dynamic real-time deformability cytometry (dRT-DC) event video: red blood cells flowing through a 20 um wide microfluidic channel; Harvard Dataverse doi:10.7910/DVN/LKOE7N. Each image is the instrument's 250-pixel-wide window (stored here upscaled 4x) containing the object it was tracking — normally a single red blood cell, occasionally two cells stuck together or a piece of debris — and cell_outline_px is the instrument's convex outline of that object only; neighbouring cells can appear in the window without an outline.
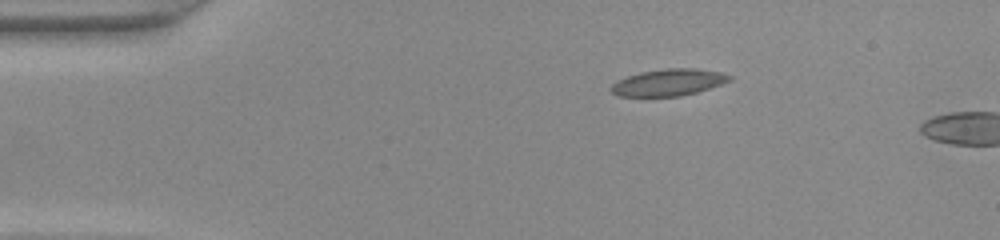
{"species": "common noctule bat (a hibernating species)", "species_latin": "Nyctalus noctula", "temperature_condition": "warm", "stored_images_in_passage": 4, "camera_frame_rate_fps": 3000, "um_per_image_px": 0.085, "animal": {"sex": "female", "body_mass_g": 22.0, "forearm_length_mm": 56.7}, "frame": {"image": 1, "passage_image": 1, "time_ms": 0.0, "image_size_px": [1000, 240], "cell_outline_px": [[732, 80], [696, 92], [680, 96], [620, 96], [612, 92], [608, 88], [612, 84], [628, 76], [640, 72], [668, 68], [696, 68], [720, 72], [732, 76]], "centroid_in_image_um": [56.83, 7.0], "position_along_channel_um": 28.2, "area_um2": 18.26}}